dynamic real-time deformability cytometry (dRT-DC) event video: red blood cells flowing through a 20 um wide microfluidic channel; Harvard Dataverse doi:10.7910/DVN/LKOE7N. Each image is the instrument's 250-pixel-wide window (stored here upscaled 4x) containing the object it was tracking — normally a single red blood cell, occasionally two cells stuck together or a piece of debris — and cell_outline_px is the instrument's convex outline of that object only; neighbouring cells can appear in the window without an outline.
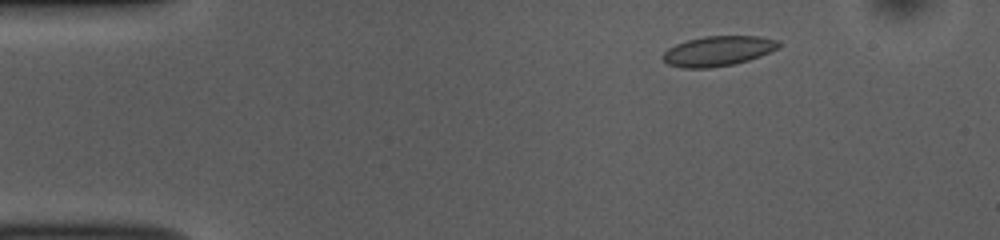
{"species": "common noctule bat (a hibernating species)", "species_latin": "Nyctalus noctula", "temperature_condition": "room temperature", "stored_images_in_passage": 51, "camera_frame_rate_fps": 3000, "um_per_image_px": 0.085, "animal": {"sex": "female", "body_mass_g": 10.0, "forearm_length_mm": 53.1}, "frame": {"image": 1, "passage_image": 6, "time_ms": 1.667, "image_size_px": [1000, 240], "cell_outline_px": [[780, 48], [760, 56], [736, 64], [708, 68], [684, 68], [668, 64], [660, 56], [668, 48], [676, 44], [688, 40], [704, 36], [760, 36], [780, 40]], "centroid_in_image_um": [61.06, 4.33], "position_along_channel_um": 23.9, "area_um2": 20.4}}
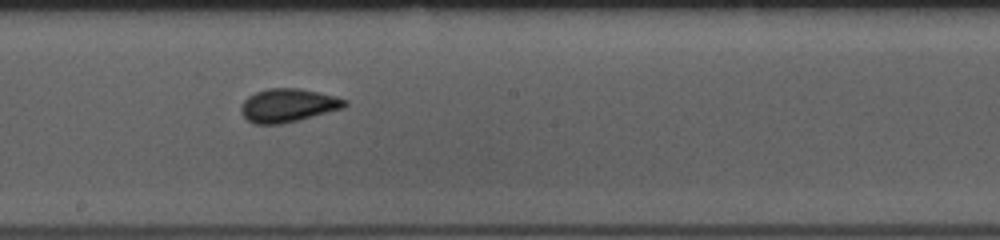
{"frame": {"image": 2, "passage_image": 27, "time_ms": 8.667, "image_size_px": [1000, 240], "cell_outline_px": [[348, 104], [344, 108], [300, 120], [280, 124], [252, 124], [240, 112], [240, 108], [244, 100], [248, 96], [256, 92], [268, 88], [296, 88], [336, 96], [348, 100]], "centroid_in_image_um": [24.49, 8.96], "position_along_channel_um": 223.7, "area_um2": 20.29}}
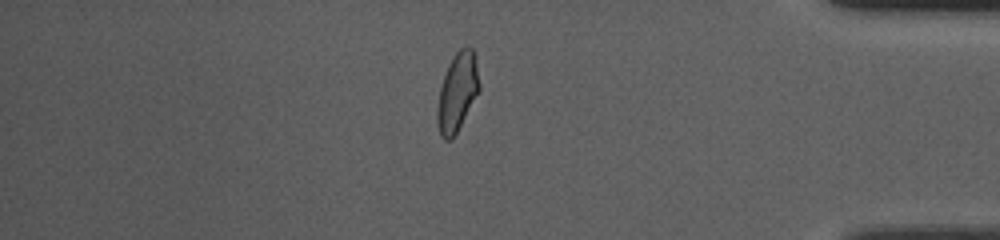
{"frame": {"image": 3, "passage_image": 43, "time_ms": 14.0, "image_size_px": [1000, 240], "cell_outline_px": [[480, 92], [452, 140], [444, 140], [440, 136], [436, 124], [436, 112], [440, 88], [448, 64], [452, 56], [460, 48], [472, 48], [476, 60], [480, 84]], "centroid_in_image_um": [38.87, 7.88], "position_along_channel_um": 396.3, "area_um2": 19.48}, "authors_computed_cell_mechanics": {"area_um2": 19.5364, "velocity_mm_per_s": 3.8229, "shape_relaxation_time_tau1_ms": 3.011, "shape_relaxation_time_tau2_ms": null, "deformation_change_tau1": 0.0897, "deformation_change_tau2": null}}